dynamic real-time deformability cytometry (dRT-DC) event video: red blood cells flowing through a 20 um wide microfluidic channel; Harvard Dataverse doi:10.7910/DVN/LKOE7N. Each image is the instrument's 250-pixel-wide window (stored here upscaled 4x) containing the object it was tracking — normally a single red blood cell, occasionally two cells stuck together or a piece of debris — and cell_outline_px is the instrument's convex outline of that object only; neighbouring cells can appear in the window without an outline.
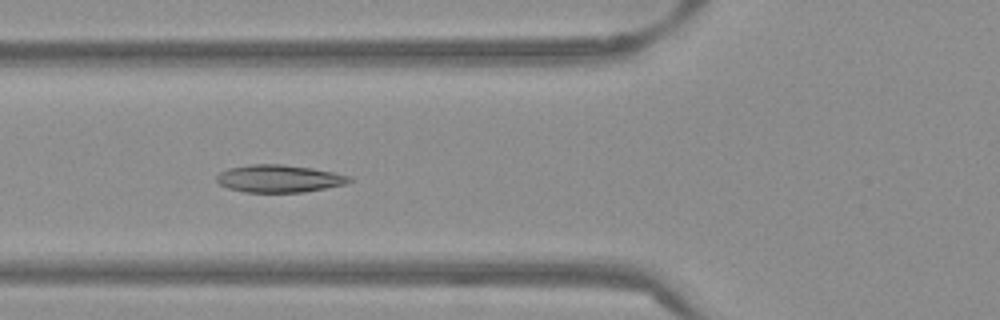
{"species": "Egyptian fruit bat (a non-hibernating species)", "species_latin": "Rousettus aegyptiacus", "temperature_condition": "warm", "stored_images_in_passage": 26, "camera_frame_rate_fps": 3000, "um_per_image_px": 0.085, "frame": {"image": 1, "passage_image": 6, "time_ms": 1.667, "image_size_px": [1000, 320], "cell_outline_px": [[352, 180], [344, 184], [304, 192], [244, 192], [228, 188], [220, 184], [216, 180], [216, 176], [220, 172], [228, 168], [252, 164], [280, 164], [312, 168], [352, 176]], "centroid_in_image_um": [23.7, 15.18], "position_along_channel_um": 102.1, "area_um2": 21.15}}
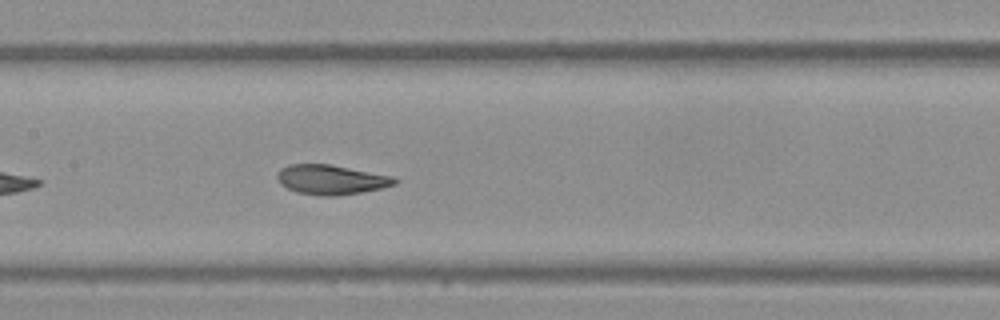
{"frame": {"image": 2, "passage_image": 12, "time_ms": 3.667, "image_size_px": [1000, 320], "cell_outline_px": [[400, 180], [396, 184], [380, 188], [360, 192], [336, 196], [320, 196], [296, 192], [280, 184], [276, 180], [276, 176], [280, 168], [288, 164], [332, 164], [392, 176]], "centroid_in_image_um": [28.12, 15.26], "position_along_channel_um": 179.3, "area_um2": 20.46}}
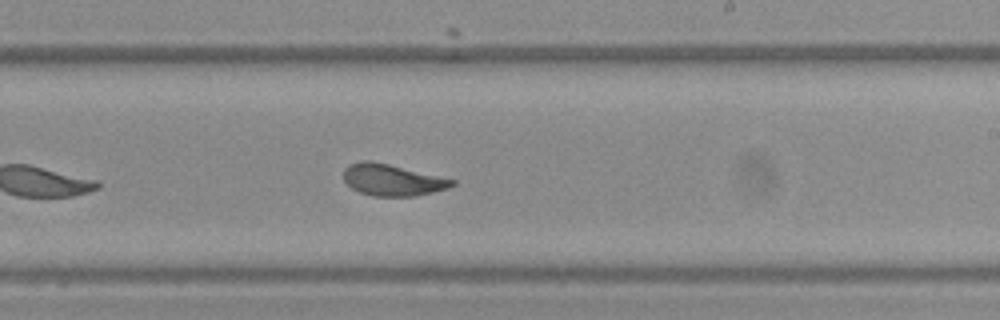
{"frame": {"image": 3, "passage_image": 18, "time_ms": 5.667, "image_size_px": [1000, 320], "cell_outline_px": [[456, 184], [448, 188], [416, 196], [372, 196], [360, 192], [352, 188], [344, 180], [344, 168], [348, 164], [364, 160], [372, 160], [456, 180]], "centroid_in_image_um": [33.33, 15.29], "position_along_channel_um": 255.7, "area_um2": 19.94}}